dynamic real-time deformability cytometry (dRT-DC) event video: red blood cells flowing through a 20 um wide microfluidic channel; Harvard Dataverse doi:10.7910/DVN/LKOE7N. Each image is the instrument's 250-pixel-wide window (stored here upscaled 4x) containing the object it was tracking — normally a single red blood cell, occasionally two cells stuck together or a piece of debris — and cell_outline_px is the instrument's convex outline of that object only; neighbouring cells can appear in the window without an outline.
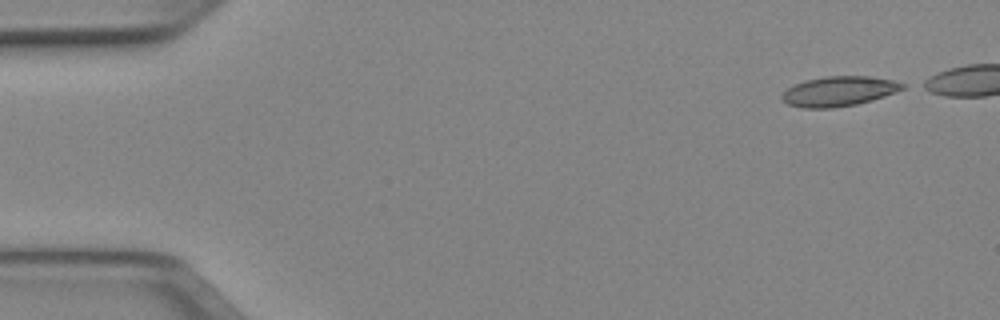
{"species": "Egyptian fruit bat (a non-hibernating species)", "species_latin": "Rousettus aegyptiacus", "temperature_condition": "cold", "stored_images_in_passage": 42, "camera_frame_rate_fps": 3000, "um_per_image_px": 0.085, "animal": {"sex": "female"}, "frame": {"image": 1, "passage_image": 1, "time_ms": 0.0, "image_size_px": [1000, 320], "cell_outline_px": [[908, 84], [904, 88], [896, 92], [872, 100], [856, 104], [832, 108], [804, 108], [788, 104], [780, 100], [780, 96], [788, 88], [804, 80], [824, 76], [868, 76], [892, 80]], "centroid_in_image_um": [71.3, 7.75], "position_along_channel_um": 13.7, "area_um2": 21.04}}
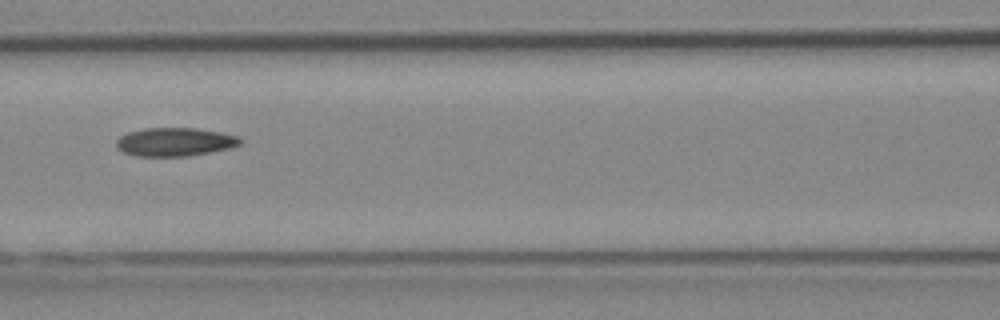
{"frame": {"image": 2, "passage_image": 20, "time_ms": 6.333, "image_size_px": [1000, 320], "cell_outline_px": [[244, 140], [240, 144], [228, 148], [188, 156], [136, 156], [124, 152], [116, 148], [116, 140], [120, 136], [128, 132], [144, 128], [196, 128], [220, 132], [240, 136]], "centroid_in_image_um": [14.86, 12.05], "position_along_channel_um": 151.7, "area_um2": 20.58}}
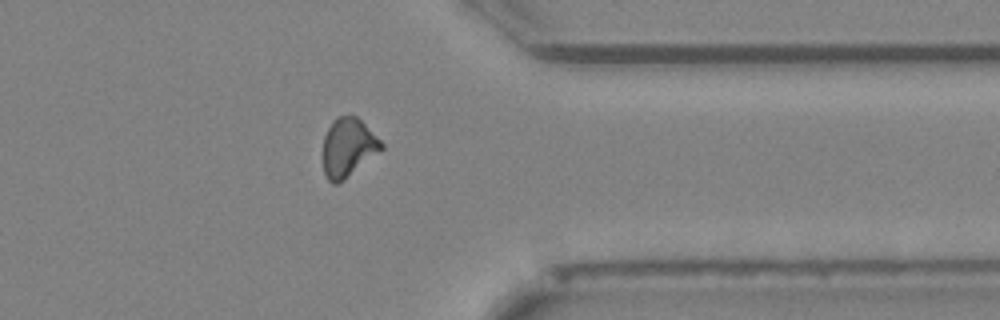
{"frame": {"image": 3, "passage_image": 38, "time_ms": 12.333, "image_size_px": [1000, 320], "cell_outline_px": [[384, 148], [344, 180], [336, 184], [332, 184], [328, 180], [324, 172], [324, 136], [332, 120], [336, 116], [356, 116], [384, 144]], "centroid_in_image_um": [29.58, 12.54], "position_along_channel_um": 381.8, "area_um2": 19.71}, "authors_computed_cell_mechanics": {"area_um2": 20.5768, "velocity_mm_per_s": 3.9695, "shape_relaxation_time_tau1_ms": null, "shape_relaxation_time_tau2_ms": 7.5244, "deformation_change_tau1": null, "deformation_change_tau2": 0.1522}}